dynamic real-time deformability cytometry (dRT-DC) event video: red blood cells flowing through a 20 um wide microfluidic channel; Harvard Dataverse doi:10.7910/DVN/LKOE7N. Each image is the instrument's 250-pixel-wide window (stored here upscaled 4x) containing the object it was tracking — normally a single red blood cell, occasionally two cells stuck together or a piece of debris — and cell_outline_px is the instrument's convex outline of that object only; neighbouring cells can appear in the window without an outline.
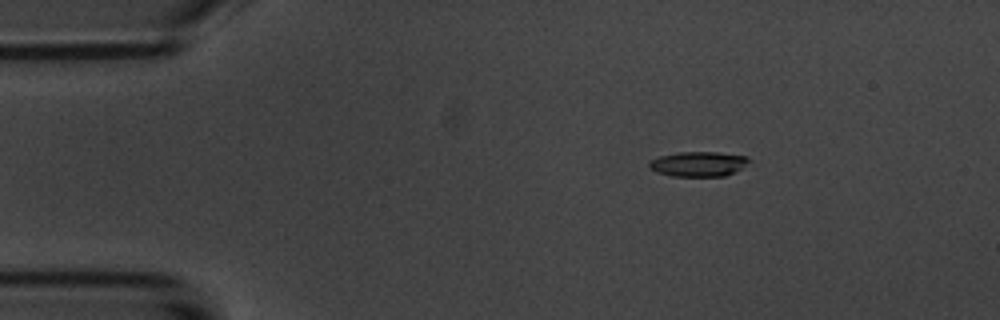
{"species": "common noctule bat (a hibernating species)", "species_latin": "Nyctalus noctula", "temperature_condition": "room temperature", "stored_images_in_passage": 4, "camera_frame_rate_fps": 3000, "um_per_image_px": 0.085, "animal": {"sex": "male", "body_mass_g": 20.1, "forearm_length_mm": 53.5}, "frame": {"image": 1, "passage_image": 2, "time_ms": 2.0, "image_size_px": [1000, 320], "cell_outline_px": [[752, 160], [740, 168], [724, 176], [672, 176], [656, 172], [648, 168], [648, 160], [660, 156], [676, 152], [716, 152], [748, 156]], "centroid_in_image_um": [59.31, 13.93], "position_along_channel_um": 25.7, "area_um2": 14.57}}